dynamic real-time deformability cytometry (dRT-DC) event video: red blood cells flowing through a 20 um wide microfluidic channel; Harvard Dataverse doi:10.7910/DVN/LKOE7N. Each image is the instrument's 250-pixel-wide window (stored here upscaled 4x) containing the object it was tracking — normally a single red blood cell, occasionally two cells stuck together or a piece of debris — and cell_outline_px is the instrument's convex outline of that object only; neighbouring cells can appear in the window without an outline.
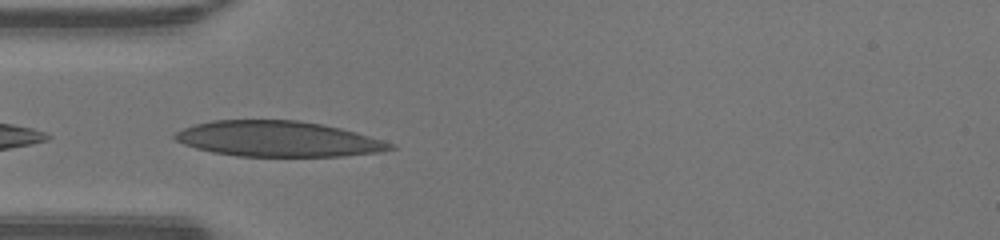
{"species": "human", "species_latin": "Homo sapiens", "temperature_condition": "warm", "stored_images_in_passage": 21, "camera_frame_rate_fps": 3000, "um_per_image_px": 0.085, "donor": {"sex": "male"}, "frame": {"image": 1, "passage_image": 1, "time_ms": 0.0, "image_size_px": [1000, 240], "cell_outline_px": [[396, 148], [380, 152], [344, 156], [236, 156], [212, 152], [196, 148], [184, 144], [176, 140], [172, 136], [176, 132], [184, 128], [196, 124], [212, 120], [300, 120], [340, 128], [356, 132], [396, 144]], "centroid_in_image_um": [23.65, 11.81], "position_along_channel_um": 61.3, "area_um2": 44.56}}
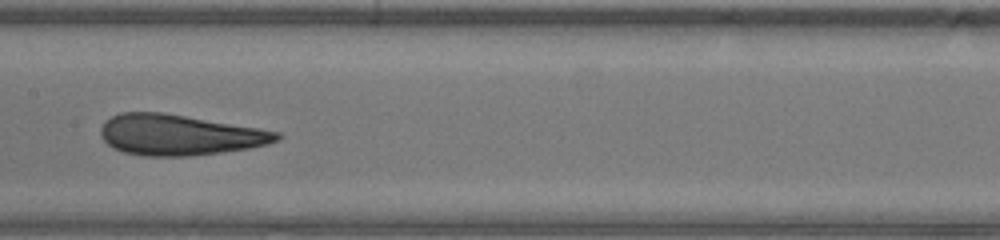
{"frame": {"image": 2, "passage_image": 10, "time_ms": 3.0, "image_size_px": [1000, 240], "cell_outline_px": [[284, 136], [280, 140], [268, 144], [248, 148], [220, 152], [188, 156], [148, 156], [124, 152], [112, 148], [100, 136], [100, 128], [104, 120], [120, 112], [160, 112], [280, 132]], "centroid_in_image_um": [15.21, 11.47], "position_along_channel_um": 192.2, "area_um2": 41.44}}
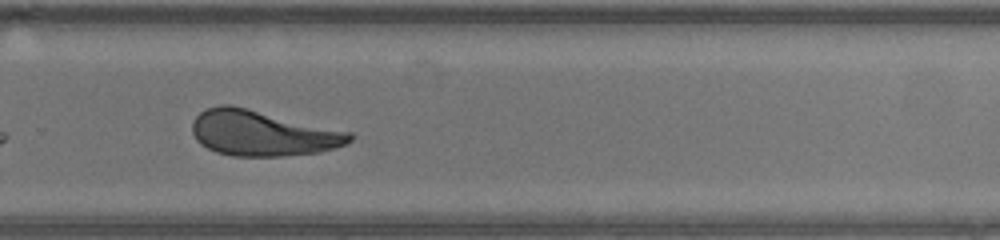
{"frame": {"image": 3, "passage_image": 18, "time_ms": 5.667, "image_size_px": [1000, 240], "cell_outline_px": [[352, 140], [336, 148], [320, 152], [280, 156], [232, 156], [216, 152], [200, 144], [196, 140], [192, 132], [192, 120], [200, 112], [208, 108], [220, 104], [232, 104], [352, 132]], "centroid_in_image_um": [22.29, 11.31], "position_along_channel_um": 307.5, "area_um2": 41.96}}